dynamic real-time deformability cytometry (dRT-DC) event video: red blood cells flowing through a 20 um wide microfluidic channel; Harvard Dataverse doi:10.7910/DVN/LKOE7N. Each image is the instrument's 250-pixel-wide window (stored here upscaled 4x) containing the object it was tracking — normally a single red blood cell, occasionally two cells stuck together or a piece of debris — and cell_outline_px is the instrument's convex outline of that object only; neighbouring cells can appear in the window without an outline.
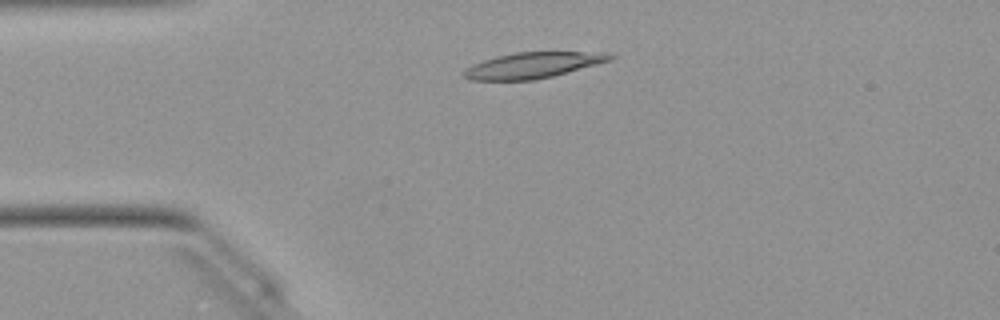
{"species": "Egyptian fruit bat (a non-hibernating species)", "species_latin": "Rousettus aegyptiacus", "temperature_condition": "warm", "stored_images_in_passage": 40, "camera_frame_rate_fps": 3000, "um_per_image_px": 0.085, "animal": {"sex": "female"}, "frame": {"image": 1, "passage_image": 2, "time_ms": 0.333, "image_size_px": [1000, 320], "cell_outline_px": [[616, 56], [612, 60], [552, 76], [536, 80], [468, 80], [460, 76], [460, 72], [464, 68], [472, 64], [496, 56], [516, 52], [604, 52]], "centroid_in_image_um": [45.22, 5.55], "position_along_channel_um": 39.8, "area_um2": 22.2}}
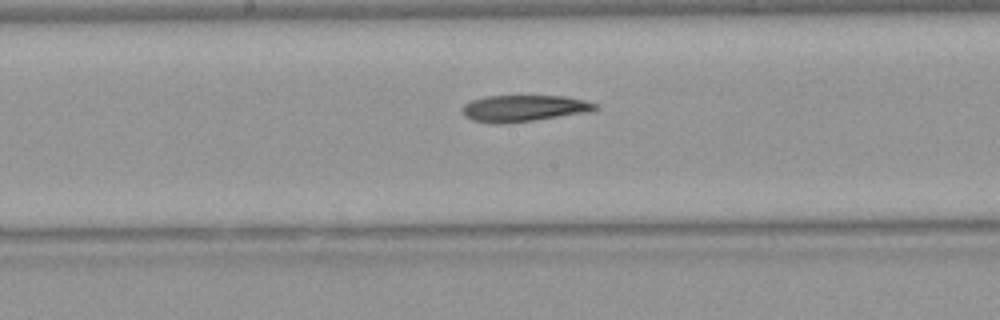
{"frame": {"image": 2, "passage_image": 16, "time_ms": 5.0, "image_size_px": [1000, 320], "cell_outline_px": [[600, 108], [592, 112], [532, 120], [500, 124], [496, 124], [472, 120], [464, 116], [460, 112], [460, 108], [464, 104], [472, 100], [484, 96], [568, 96], [600, 104]], "centroid_in_image_um": [44.55, 9.2], "position_along_channel_um": 203.7, "area_um2": 20.87}}
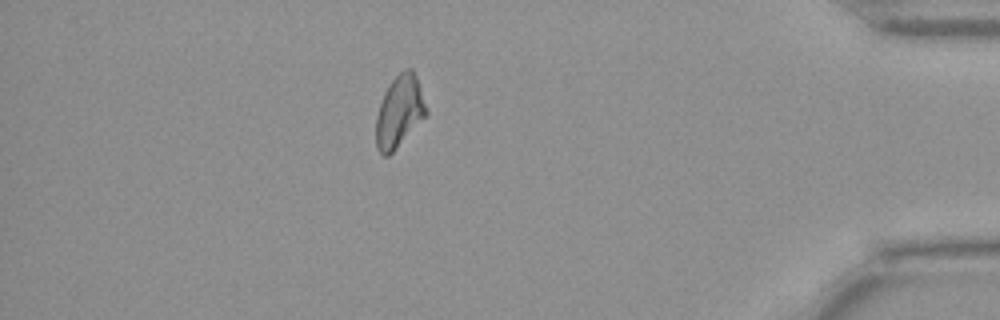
{"frame": {"image": 3, "passage_image": 34, "time_ms": 11.0, "image_size_px": [1000, 320], "cell_outline_px": [[428, 116], [388, 156], [384, 156], [376, 148], [376, 116], [384, 92], [388, 84], [404, 68], [412, 68], [416, 76], [428, 112]], "centroid_in_image_um": [33.95, 9.48], "position_along_channel_um": 401.2, "area_um2": 21.1}}